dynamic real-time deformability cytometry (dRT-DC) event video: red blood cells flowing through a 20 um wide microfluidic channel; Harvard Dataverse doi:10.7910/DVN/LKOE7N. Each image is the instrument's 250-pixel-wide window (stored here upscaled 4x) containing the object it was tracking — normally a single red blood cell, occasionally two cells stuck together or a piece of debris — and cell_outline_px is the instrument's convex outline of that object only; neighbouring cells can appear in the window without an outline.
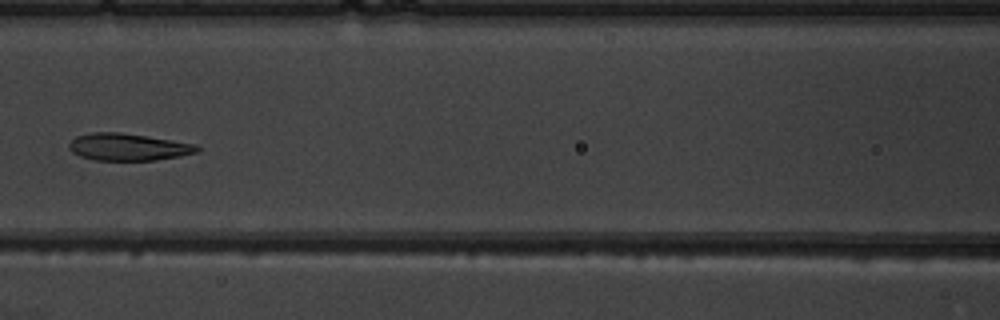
{"species": "common noctule bat (a hibernating species)", "species_latin": "Nyctalus noctula", "temperature_condition": "warm", "stored_images_in_passage": 6, "camera_frame_rate_fps": 3000, "um_per_image_px": 0.085, "animal": {"sex": "male", "body_mass_g": 19.5, "forearm_length_mm": 54.6}, "frame": {"image": 1, "passage_image": 6, "time_ms": 6.0, "image_size_px": [1000, 320], "cell_outline_px": [[200, 152], [180, 156], [156, 160], [92, 160], [80, 156], [72, 152], [68, 148], [68, 144], [76, 136], [92, 132], [120, 132], [172, 140], [196, 144], [200, 148]], "centroid_in_image_um": [10.89, 12.49], "position_along_channel_um": 155.7, "area_um2": 20.35}}